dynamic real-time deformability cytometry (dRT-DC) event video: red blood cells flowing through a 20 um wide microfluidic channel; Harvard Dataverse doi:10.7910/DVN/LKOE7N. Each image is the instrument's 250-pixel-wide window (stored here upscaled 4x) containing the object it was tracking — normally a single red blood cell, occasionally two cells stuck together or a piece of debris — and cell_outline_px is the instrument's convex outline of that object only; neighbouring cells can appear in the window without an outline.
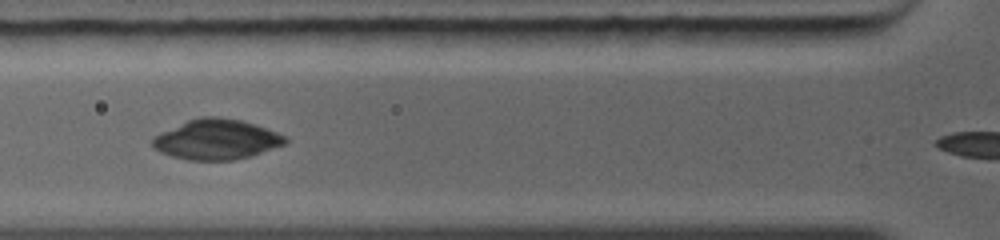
{"species": "common noctule bat (a hibernating species)", "species_latin": "Nyctalus noctula", "temperature_condition": "warm", "stored_images_in_passage": 5, "camera_frame_rate_fps": 5000, "um_per_image_px": 0.085, "animal": {"sex": "female", "body_mass_g": 19.0, "forearm_length_mm": 56.7}, "frame": {"image": 1, "passage_image": 3, "time_ms": 1.8, "image_size_px": [1000, 240], "cell_outline_px": [[288, 140], [284, 144], [236, 160], [188, 160], [172, 156], [160, 152], [152, 144], [152, 136], [160, 132], [188, 120], [200, 116], [216, 116], [240, 120], [256, 124], [276, 132], [284, 136]], "centroid_in_image_um": [18.36, 11.84], "position_along_channel_um": 107.4, "area_um2": 30.81}}
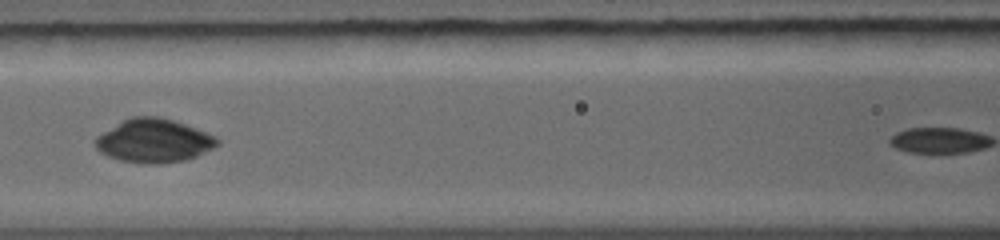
{"frame": {"image": 2, "passage_image": 4, "time_ms": 2.8, "image_size_px": [1000, 240], "cell_outline_px": [[220, 144], [196, 156], [184, 160], [156, 164], [144, 164], [120, 160], [108, 156], [100, 152], [96, 148], [96, 136], [124, 120], [132, 116], [160, 116], [196, 128], [216, 136], [220, 140]], "centroid_in_image_um": [13.09, 11.96], "position_along_channel_um": 153.5, "area_um2": 30.75}}